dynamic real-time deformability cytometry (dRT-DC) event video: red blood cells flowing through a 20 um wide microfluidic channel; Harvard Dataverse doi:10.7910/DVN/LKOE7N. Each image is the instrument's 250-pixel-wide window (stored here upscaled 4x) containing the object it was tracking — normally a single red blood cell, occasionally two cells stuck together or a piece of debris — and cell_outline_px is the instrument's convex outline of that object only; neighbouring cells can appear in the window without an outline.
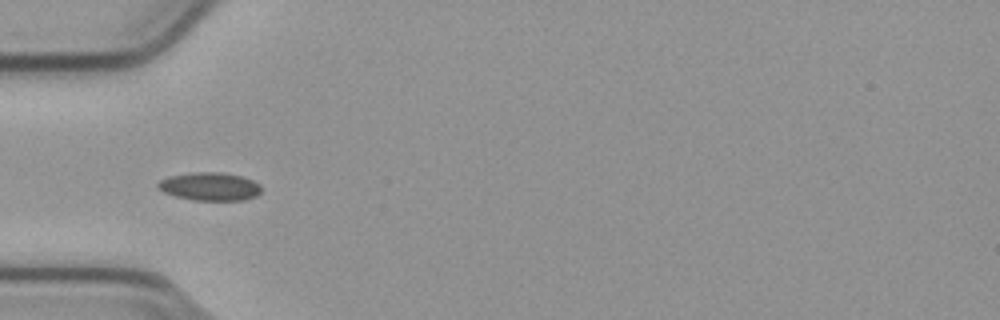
{"species": "common noctule bat (a hibernating species)", "species_latin": "Nyctalus noctula", "temperature_condition": "cold", "stored_images_in_passage": 28, "camera_frame_rate_fps": 3000, "um_per_image_px": 0.085, "animal": {"sex": "male", "body_mass_g": 23.1, "forearm_length_mm": 52.7}, "frame": {"image": 1, "passage_image": 5, "time_ms": 1.333, "image_size_px": [1000, 320], "cell_outline_px": [[260, 192], [256, 196], [244, 200], [192, 200], [176, 196], [164, 192], [156, 188], [156, 184], [160, 180], [168, 176], [188, 172], [220, 172], [240, 176], [252, 180], [260, 184]], "centroid_in_image_um": [17.79, 15.84], "position_along_channel_um": 67.2, "area_um2": 17.05}}